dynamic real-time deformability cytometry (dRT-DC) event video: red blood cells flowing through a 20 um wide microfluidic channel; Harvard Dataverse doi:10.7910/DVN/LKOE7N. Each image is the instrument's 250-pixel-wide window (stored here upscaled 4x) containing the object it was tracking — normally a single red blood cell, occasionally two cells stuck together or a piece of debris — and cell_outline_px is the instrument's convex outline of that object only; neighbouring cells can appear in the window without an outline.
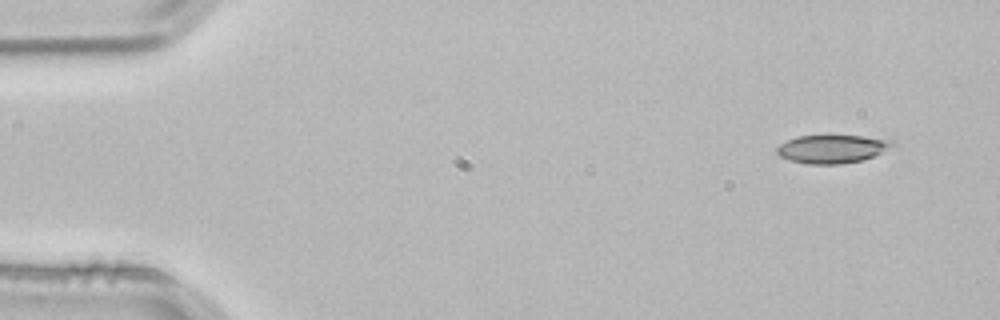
{"species": "common noctule bat (a hibernating species)", "species_latin": "Nyctalus noctula", "temperature_condition": "room temperature", "stored_images_in_passage": 3, "camera_frame_rate_fps": 3000, "um_per_image_px": 0.085, "animal": {"sex": "male", "body_mass_g": 21.5, "forearm_length_mm": 52.0}, "frame": {"image": 1, "passage_image": 1, "time_ms": 0.0, "image_size_px": [1000, 320], "cell_outline_px": [[896, 144], [872, 156], [860, 160], [840, 164], [808, 164], [792, 160], [780, 156], [776, 152], [776, 148], [780, 144], [796, 136], [864, 136], [892, 140]], "centroid_in_image_um": [70.7, 12.65], "position_along_channel_um": 14.3, "area_um2": 18.67}}
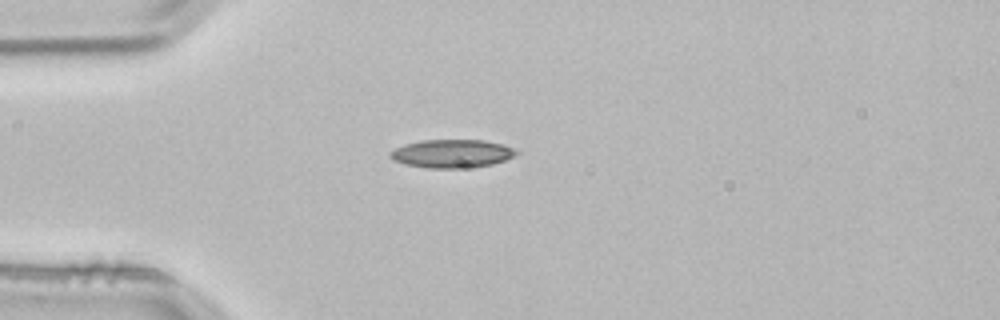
{"frame": {"image": 2, "passage_image": 3, "time_ms": 0.667, "image_size_px": [1000, 320], "cell_outline_px": [[520, 152], [516, 156], [492, 164], [456, 168], [428, 168], [408, 164], [392, 160], [388, 156], [388, 152], [404, 144], [420, 140], [484, 140], [504, 144]], "centroid_in_image_um": [38.4, 13.04], "position_along_channel_um": 46.6, "area_um2": 20.75}}